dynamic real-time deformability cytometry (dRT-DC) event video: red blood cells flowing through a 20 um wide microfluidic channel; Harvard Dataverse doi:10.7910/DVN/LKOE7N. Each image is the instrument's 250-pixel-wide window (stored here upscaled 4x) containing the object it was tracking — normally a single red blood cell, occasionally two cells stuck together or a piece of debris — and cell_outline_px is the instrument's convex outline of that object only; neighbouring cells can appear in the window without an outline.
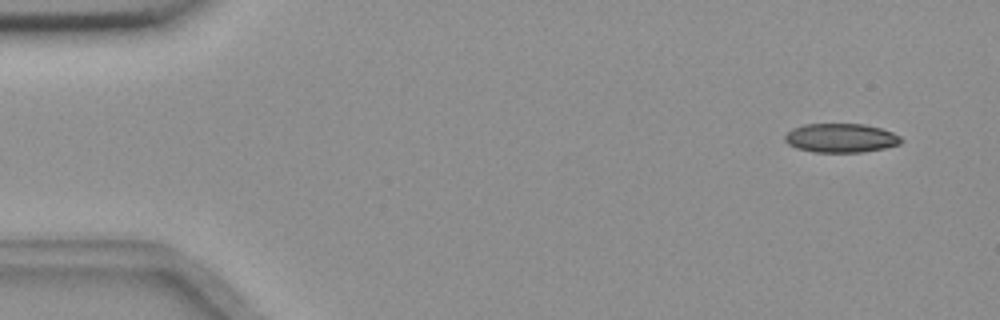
{"species": "common noctule bat (a hibernating species)", "species_latin": "Nyctalus noctula", "temperature_condition": "room temperature", "stored_images_in_passage": 9, "camera_frame_rate_fps": 3000, "um_per_image_px": 0.085, "animal": {"sex": "female", "body_mass_g": 18.4}, "frame": {"image": 1, "passage_image": 1, "time_ms": 0.0, "image_size_px": [1000, 320], "cell_outline_px": [[904, 140], [900, 144], [884, 148], [864, 152], [812, 152], [796, 148], [788, 144], [784, 140], [784, 136], [792, 128], [804, 124], [864, 124], [880, 128], [892, 132], [900, 136]], "centroid_in_image_um": [71.46, 11.73], "position_along_channel_um": 13.5, "area_um2": 19.77}}
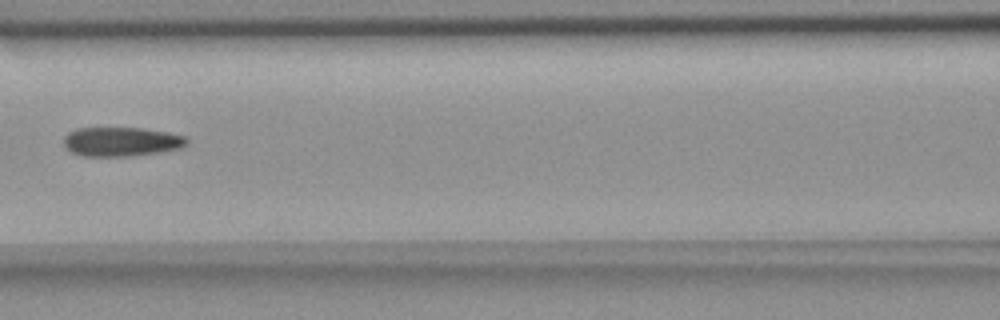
{"frame": {"image": 2, "passage_image": 7, "time_ms": 2.0, "image_size_px": [1000, 320], "cell_outline_px": [[188, 144], [180, 148], [160, 152], [132, 156], [80, 156], [72, 152], [64, 144], [64, 136], [68, 132], [76, 128], [140, 128], [168, 132], [184, 136], [188, 140]], "centroid_in_image_um": [10.31, 12.04], "position_along_channel_um": 156.3, "area_um2": 20.98}}
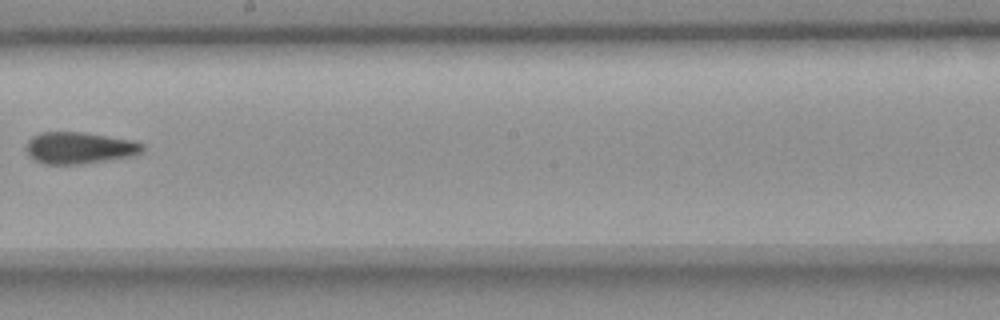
{"frame": {"image": 3, "passage_image": 9, "time_ms": 2.667, "image_size_px": [1000, 320], "cell_outline_px": [[144, 148], [140, 152], [132, 156], [84, 164], [44, 164], [28, 156], [28, 140], [32, 136], [40, 132], [84, 132], [132, 140], [144, 144]], "centroid_in_image_um": [6.75, 12.57], "position_along_channel_um": 241.4, "area_um2": 21.44}}